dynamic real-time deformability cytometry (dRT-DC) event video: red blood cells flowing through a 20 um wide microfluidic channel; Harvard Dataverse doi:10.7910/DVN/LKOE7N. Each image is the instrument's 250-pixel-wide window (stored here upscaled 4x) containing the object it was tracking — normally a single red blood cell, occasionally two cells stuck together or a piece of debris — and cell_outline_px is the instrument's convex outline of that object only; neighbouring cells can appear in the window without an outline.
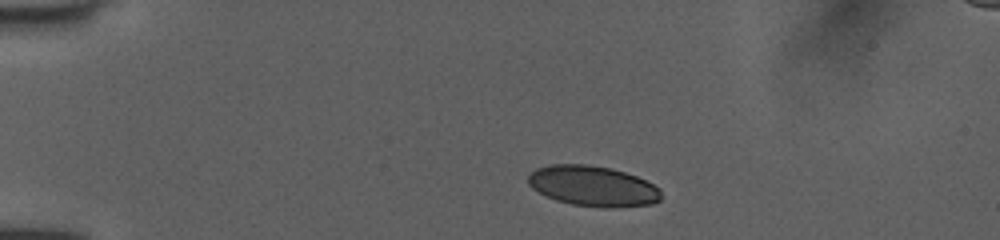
{"species": "human", "species_latin": "Homo sapiens", "temperature_condition": "room temperature", "stored_images_in_passage": 35, "camera_frame_rate_fps": 3000, "um_per_image_px": 0.085, "donor": {"sex": "female"}, "frame": {"image": 1, "passage_image": 1, "time_ms": 0.0, "image_size_px": [1000, 240], "cell_outline_px": [[660, 200], [652, 204], [612, 208], [608, 208], [572, 204], [556, 200], [532, 188], [528, 184], [528, 176], [536, 168], [548, 164], [588, 164], [612, 168], [636, 176], [660, 188]], "centroid_in_image_um": [50.39, 15.81], "position_along_channel_um": 34.6, "area_um2": 31.27}}
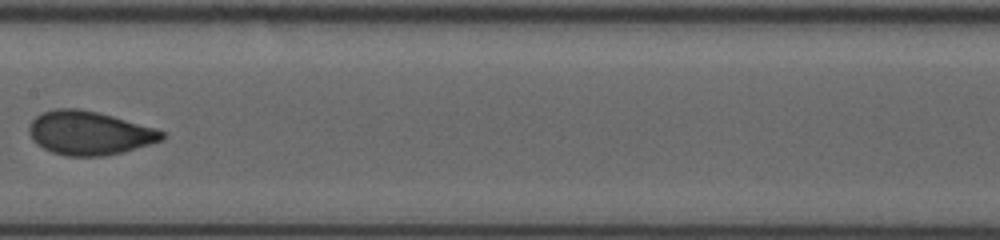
{"frame": {"image": 2, "passage_image": 15, "time_ms": 4.667, "image_size_px": [1000, 240], "cell_outline_px": [[164, 140], [124, 152], [104, 156], [68, 156], [52, 152], [44, 148], [32, 140], [28, 132], [28, 128], [32, 120], [40, 112], [56, 108], [80, 108], [112, 116], [156, 128], [164, 132]], "centroid_in_image_um": [7.58, 11.3], "position_along_channel_um": 199.8, "area_um2": 33.99}}
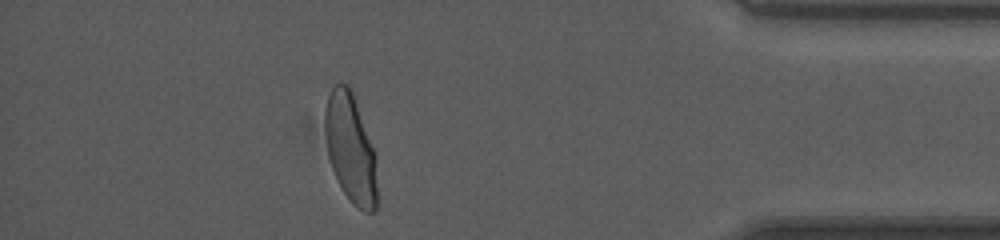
{"frame": {"image": 3, "passage_image": 30, "time_ms": 9.667, "image_size_px": [1000, 240], "cell_outline_px": [[376, 208], [372, 212], [364, 212], [356, 208], [348, 200], [332, 168], [328, 156], [324, 128], [324, 108], [328, 96], [332, 88], [336, 84], [348, 84], [352, 92], [376, 156]], "centroid_in_image_um": [29.78, 12.63], "position_along_channel_um": 405.4, "area_um2": 32.89}, "authors_computed_cell_mechanics": {"area_um2": 33.4084, "velocity_mm_per_s": 4.0738, "shape_relaxation_time_tau1_ms": 3.8024, "shape_relaxation_time_tau2_ms": null, "deformation_change_tau1": 0.1434, "deformation_change_tau2": null}}